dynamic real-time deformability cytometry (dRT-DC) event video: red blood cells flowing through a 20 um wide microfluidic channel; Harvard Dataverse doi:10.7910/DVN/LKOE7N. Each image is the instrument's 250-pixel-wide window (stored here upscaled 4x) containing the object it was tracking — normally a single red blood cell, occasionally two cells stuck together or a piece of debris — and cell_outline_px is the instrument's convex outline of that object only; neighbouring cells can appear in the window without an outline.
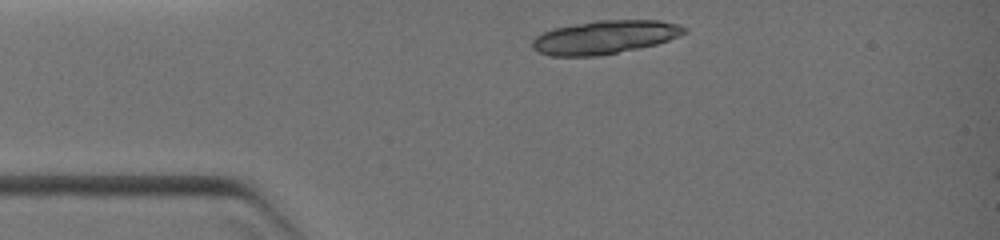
{"species": "common noctule bat (a hibernating species)", "species_latin": "Nyctalus noctula", "temperature_condition": "warm", "stored_images_in_passage": 2, "camera_frame_rate_fps": 3000, "um_per_image_px": 0.085, "animal": {"sex": "female", "body_mass_g": 19.0, "forearm_length_mm": 51.5}, "frame": {"image": 1, "passage_image": 1, "time_ms": 0.0, "image_size_px": [1000, 240], "cell_outline_px": [[688, 32], [680, 36], [656, 44], [600, 56], [552, 56], [540, 52], [532, 48], [532, 40], [536, 36], [552, 28], [600, 20], [660, 20], [676, 24], [688, 28]], "centroid_in_image_um": [51.42, 3.16], "position_along_channel_um": 33.6, "area_um2": 29.54}}